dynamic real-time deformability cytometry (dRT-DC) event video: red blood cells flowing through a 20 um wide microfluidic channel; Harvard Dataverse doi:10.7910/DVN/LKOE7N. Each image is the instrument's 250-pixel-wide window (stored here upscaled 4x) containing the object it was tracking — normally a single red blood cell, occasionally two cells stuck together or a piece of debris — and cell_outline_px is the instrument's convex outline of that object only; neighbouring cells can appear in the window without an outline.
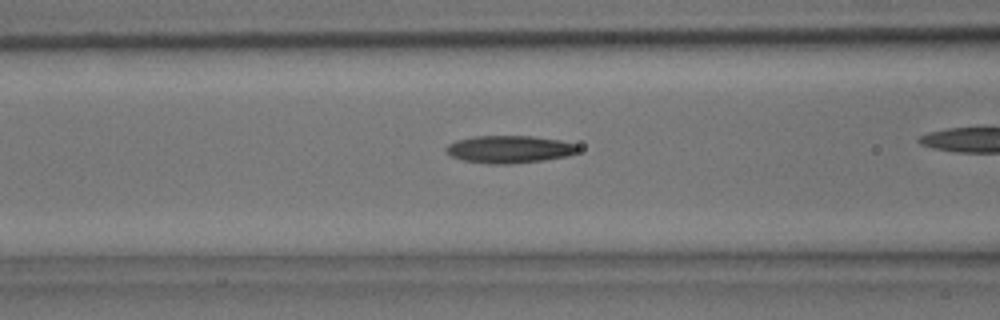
{"species": "common noctule bat (a hibernating species)", "species_latin": "Nyctalus noctula", "temperature_condition": "room temperature", "stored_images_in_passage": 22, "camera_frame_rate_fps": 3000, "um_per_image_px": 0.085, "animal": {"sex": "male", "body_mass_g": 15.6}, "frame": {"image": 1, "passage_image": 7, "time_ms": 2.0, "image_size_px": [1000, 320], "cell_outline_px": [[580, 148], [576, 152], [568, 156], [544, 160], [512, 164], [488, 164], [464, 160], [452, 156], [444, 148], [448, 144], [456, 140], [472, 136], [532, 136], [560, 140], [576, 144]], "centroid_in_image_um": [43.3, 12.69], "position_along_channel_um": 123.3, "area_um2": 21.21}}